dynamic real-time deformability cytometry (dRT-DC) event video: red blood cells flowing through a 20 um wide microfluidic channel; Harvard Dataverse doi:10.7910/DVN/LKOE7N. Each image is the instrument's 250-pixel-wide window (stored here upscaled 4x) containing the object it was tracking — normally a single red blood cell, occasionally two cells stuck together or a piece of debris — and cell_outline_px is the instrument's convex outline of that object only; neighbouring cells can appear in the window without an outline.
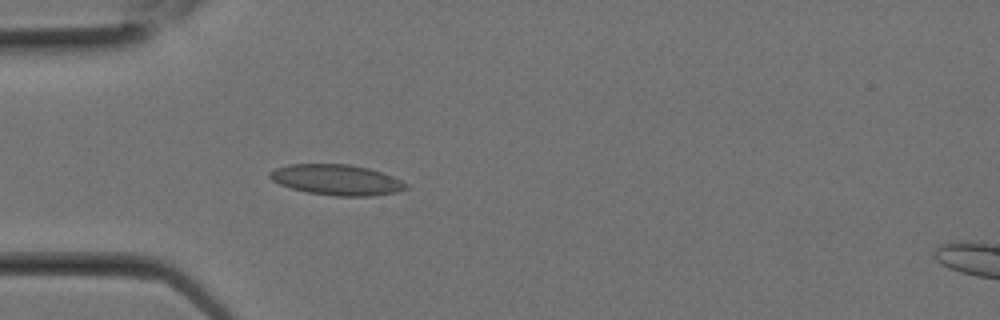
{"species": "Egyptian fruit bat (a non-hibernating species)", "species_latin": "Rousettus aegyptiacus", "temperature_condition": "room temperature", "stored_images_in_passage": 2, "camera_frame_rate_fps": 3000, "um_per_image_px": 0.085, "animal": {"sex": "female"}, "frame": {"image": 1, "passage_image": 1, "time_ms": 0.0, "image_size_px": [1000, 320], "cell_outline_px": [[408, 188], [396, 192], [372, 196], [336, 196], [308, 192], [292, 188], [280, 184], [272, 180], [268, 176], [268, 172], [276, 168], [288, 164], [348, 164], [368, 168], [392, 176], [408, 184]], "centroid_in_image_um": [28.61, 15.28], "position_along_channel_um": 56.4, "area_um2": 24.16}}